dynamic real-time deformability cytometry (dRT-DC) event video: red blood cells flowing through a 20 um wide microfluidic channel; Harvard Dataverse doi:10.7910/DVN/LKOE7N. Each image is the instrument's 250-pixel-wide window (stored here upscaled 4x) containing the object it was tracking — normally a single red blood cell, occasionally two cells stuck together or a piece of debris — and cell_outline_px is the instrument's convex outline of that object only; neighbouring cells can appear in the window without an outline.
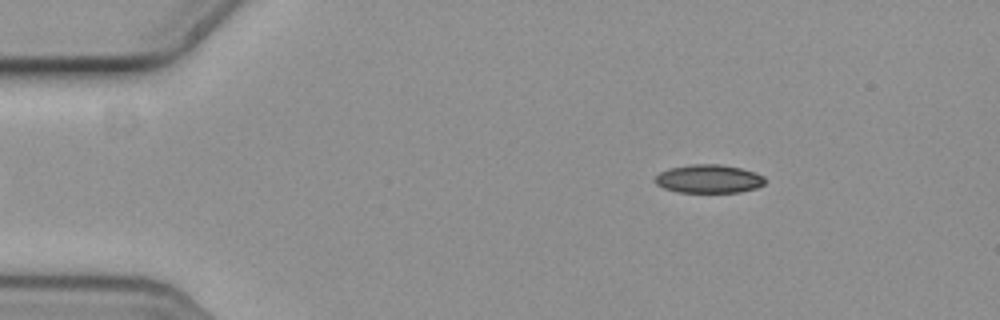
{"species": "common noctule bat (a hibernating species)", "species_latin": "Nyctalus noctula", "temperature_condition": "cold", "stored_images_in_passage": 5, "camera_frame_rate_fps": 3000, "um_per_image_px": 0.085, "animal": {"sex": "female", "body_mass_g": 19.3, "forearm_length_mm": 54.1}, "frame": {"image": 1, "passage_image": 5, "time_ms": 1.333, "image_size_px": [1000, 320], "cell_outline_px": [[764, 184], [756, 188], [740, 192], [676, 192], [664, 188], [656, 184], [656, 176], [660, 172], [668, 168], [692, 164], [720, 164], [740, 168], [756, 172], [764, 176]], "centroid_in_image_um": [60.25, 15.2], "position_along_channel_um": 24.8, "area_um2": 18.21}}